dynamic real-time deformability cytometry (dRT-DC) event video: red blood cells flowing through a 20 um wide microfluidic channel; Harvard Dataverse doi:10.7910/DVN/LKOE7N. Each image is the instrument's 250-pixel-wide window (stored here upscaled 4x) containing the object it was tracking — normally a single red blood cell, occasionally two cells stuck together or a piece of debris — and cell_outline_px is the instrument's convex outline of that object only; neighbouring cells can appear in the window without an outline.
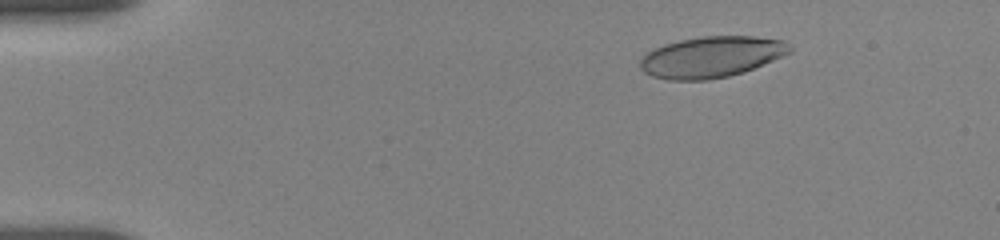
{"species": "human", "species_latin": "Homo sapiens", "temperature_condition": "room temperature", "stored_images_in_passage": 16, "camera_frame_rate_fps": 3000, "um_per_image_px": 0.085, "donor": {"sex": "female"}, "frame": {"image": 1, "passage_image": 5, "time_ms": 2.333, "image_size_px": [1000, 240], "cell_outline_px": [[792, 52], [744, 72], [728, 76], [708, 80], [668, 80], [652, 76], [644, 72], [640, 68], [640, 60], [648, 52], [664, 44], [680, 40], [700, 36], [752, 36], [780, 40], [792, 48]], "centroid_in_image_um": [60.45, 4.85], "position_along_channel_um": 24.6, "area_um2": 35.6}}
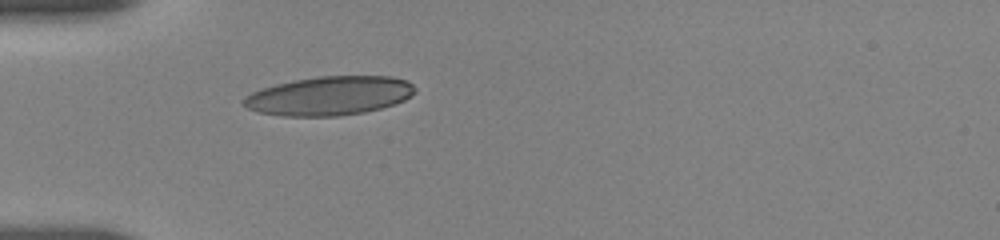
{"frame": {"image": 2, "passage_image": 13, "time_ms": 5.333, "image_size_px": [1000, 240], "cell_outline_px": [[416, 92], [404, 100], [380, 108], [364, 112], [336, 116], [284, 116], [260, 112], [248, 108], [240, 100], [244, 96], [260, 88], [292, 80], [316, 76], [392, 76], [408, 80], [416, 88]], "centroid_in_image_um": [27.99, 8.13], "position_along_channel_um": 57.0, "area_um2": 39.02}}
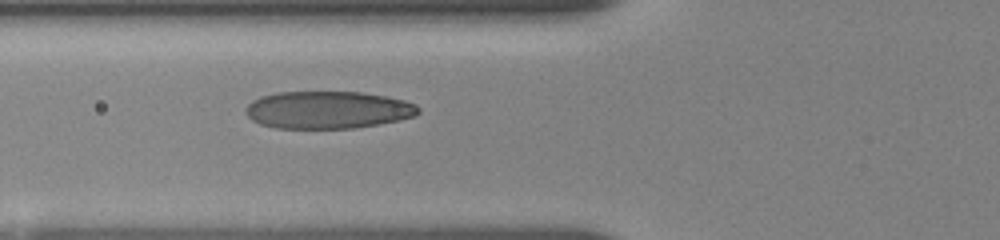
{"frame": {"image": 3, "passage_image": 16, "time_ms": 6.667, "image_size_px": [1000, 240], "cell_outline_px": [[420, 112], [416, 116], [400, 120], [352, 128], [276, 128], [260, 124], [252, 120], [244, 112], [244, 108], [252, 100], [260, 96], [280, 92], [360, 92], [388, 96], [404, 100], [416, 104], [420, 108]], "centroid_in_image_um": [27.87, 9.33], "position_along_channel_um": 97.9, "area_um2": 37.86}}